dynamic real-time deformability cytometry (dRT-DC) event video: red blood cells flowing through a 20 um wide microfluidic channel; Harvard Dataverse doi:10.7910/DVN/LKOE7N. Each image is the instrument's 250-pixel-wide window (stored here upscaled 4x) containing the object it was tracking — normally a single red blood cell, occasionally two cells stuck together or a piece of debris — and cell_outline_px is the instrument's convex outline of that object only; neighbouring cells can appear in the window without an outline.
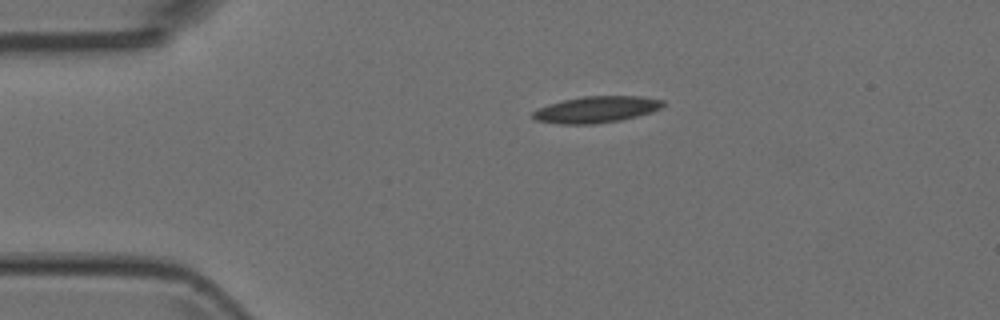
{"species": "Egyptian fruit bat (a non-hibernating species)", "species_latin": "Rousettus aegyptiacus", "temperature_condition": "room temperature", "stored_images_in_passage": 1, "camera_frame_rate_fps": 3000, "um_per_image_px": 0.085, "animal": {"sex": "female"}, "frame": {"image": 1, "passage_image": 1, "time_ms": 0.0, "image_size_px": [1000, 320], "cell_outline_px": [[664, 104], [660, 108], [636, 116], [620, 120], [592, 124], [560, 124], [536, 120], [532, 116], [532, 112], [548, 104], [564, 100], [584, 96], [640, 96], [664, 100]], "centroid_in_image_um": [50.67, 9.3], "position_along_channel_um": 34.3, "area_um2": 19.77}}